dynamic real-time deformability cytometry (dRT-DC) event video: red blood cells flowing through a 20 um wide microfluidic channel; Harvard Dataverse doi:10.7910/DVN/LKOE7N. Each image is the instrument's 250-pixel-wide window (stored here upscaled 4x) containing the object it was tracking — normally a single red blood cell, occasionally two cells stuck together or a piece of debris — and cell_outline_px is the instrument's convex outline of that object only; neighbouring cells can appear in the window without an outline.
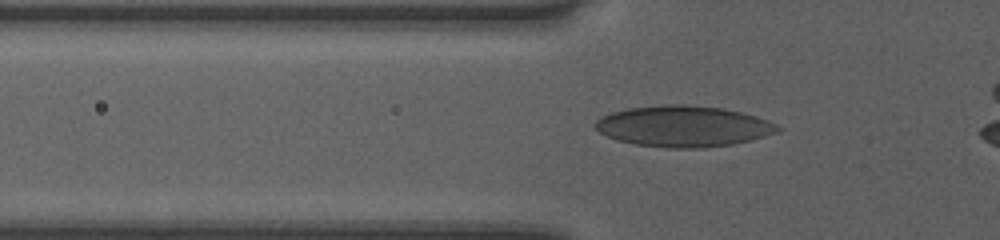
{"species": "human", "species_latin": "Homo sapiens", "temperature_condition": "room temperature", "stored_images_in_passage": 37, "camera_frame_rate_fps": 3000, "um_per_image_px": 0.085, "donor": {"sex": "female"}, "frame": {"image": 1, "passage_image": 7, "time_ms": 2.0, "image_size_px": [1000, 240], "cell_outline_px": [[784, 128], [776, 132], [764, 136], [732, 144], [696, 148], [668, 148], [636, 144], [616, 140], [600, 132], [592, 124], [600, 116], [612, 112], [628, 108], [664, 104], [684, 104], [724, 108], [756, 116], [768, 120]], "centroid_in_image_um": [58.06, 10.72], "position_along_channel_um": 67.7, "area_um2": 43.58}}
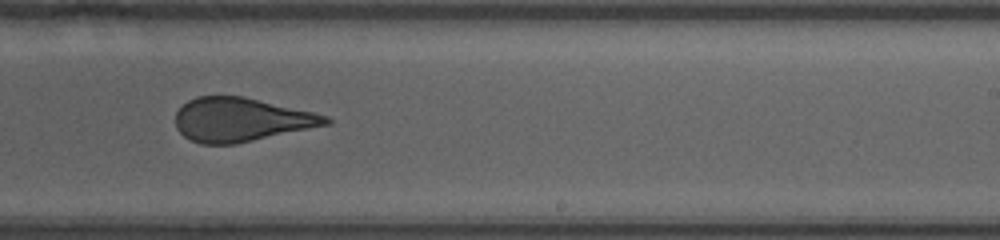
{"frame": {"image": 2, "passage_image": 22, "time_ms": 7.0, "image_size_px": [1000, 240], "cell_outline_px": [[332, 124], [236, 144], [200, 144], [184, 136], [176, 128], [176, 112], [188, 100], [196, 96], [244, 96], [312, 112], [328, 116], [332, 120]], "centroid_in_image_um": [20.5, 10.18], "position_along_channel_um": 268.5, "area_um2": 38.38}}
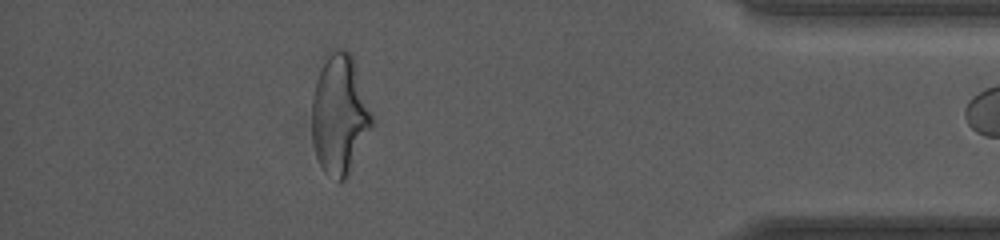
{"frame": {"image": 3, "passage_image": 35, "time_ms": 11.333, "image_size_px": [1000, 240], "cell_outline_px": [[376, 120], [348, 176], [340, 184], [324, 172], [316, 156], [312, 140], [312, 96], [316, 80], [324, 52], [328, 48], [344, 48], [352, 56]], "centroid_in_image_um": [28.87, 9.71], "position_along_channel_um": 406.3, "area_um2": 43.06}}